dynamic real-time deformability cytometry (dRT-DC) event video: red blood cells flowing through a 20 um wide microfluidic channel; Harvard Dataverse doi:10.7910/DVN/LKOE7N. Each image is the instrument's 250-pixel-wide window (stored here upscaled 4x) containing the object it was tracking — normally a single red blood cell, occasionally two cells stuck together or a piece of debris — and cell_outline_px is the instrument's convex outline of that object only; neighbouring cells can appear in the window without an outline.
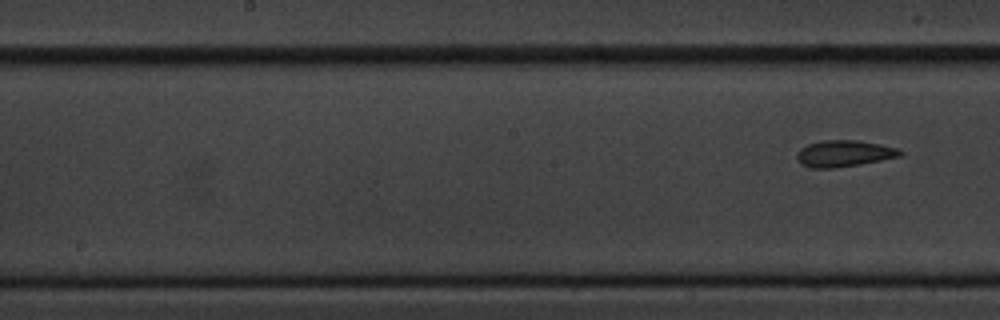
{"species": "common noctule bat (a hibernating species)", "species_latin": "Nyctalus noctula", "temperature_condition": "cold", "stored_images_in_passage": 9, "segment_of_instrument_passage": [2, 2], "camera_frame_rate_fps": 3000, "um_per_image_px": 0.085, "animal": {"sex": "male", "body_mass_g": 20.1, "forearm_length_mm": 53.5}, "frame": {"image": 1, "passage_image": 9, "time_ms": 10.333, "image_size_px": [1000, 320], "cell_outline_px": [[904, 152], [900, 156], [860, 164], [832, 168], [812, 168], [800, 164], [796, 156], [800, 148], [808, 144], [824, 140], [856, 140], [880, 144], [900, 148]], "centroid_in_image_um": [71.75, 13.04], "position_along_channel_um": 176.5, "area_um2": 15.9}}